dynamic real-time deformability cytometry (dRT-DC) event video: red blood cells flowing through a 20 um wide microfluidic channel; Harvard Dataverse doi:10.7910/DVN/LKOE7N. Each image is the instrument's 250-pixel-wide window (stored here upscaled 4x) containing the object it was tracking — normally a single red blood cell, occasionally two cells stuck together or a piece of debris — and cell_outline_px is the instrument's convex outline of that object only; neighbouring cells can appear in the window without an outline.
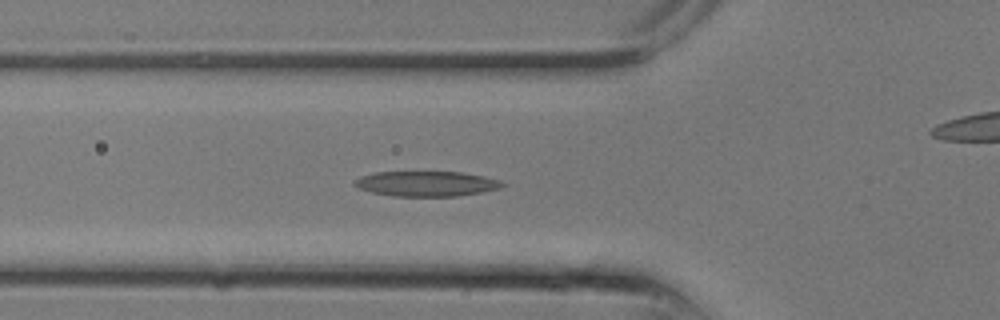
{"species": "common noctule bat (a hibernating species)", "species_latin": "Nyctalus noctula", "temperature_condition": "room temperature", "stored_images_in_passage": 6, "camera_frame_rate_fps": 3000, "um_per_image_px": 0.085, "animal": {"sex": "male", "body_mass_g": 13.3}, "frame": {"image": 1, "passage_image": 3, "time_ms": 0.667, "image_size_px": [1000, 320], "cell_outline_px": [[504, 184], [500, 188], [484, 192], [456, 196], [392, 196], [372, 192], [360, 188], [352, 184], [360, 176], [376, 172], [464, 172], [484, 176], [500, 180]], "centroid_in_image_um": [36.26, 15.61], "position_along_channel_um": 89.5, "area_um2": 21.62}}
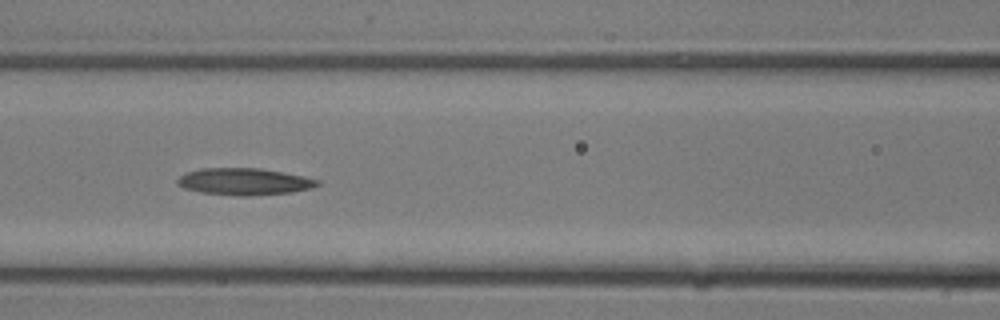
{"frame": {"image": 2, "passage_image": 5, "time_ms": 1.333, "image_size_px": [1000, 320], "cell_outline_px": [[320, 184], [312, 188], [292, 192], [248, 196], [236, 196], [200, 192], [184, 188], [176, 184], [176, 180], [184, 172], [200, 168], [260, 168], [304, 176], [320, 180]], "centroid_in_image_um": [20.73, 15.43], "position_along_channel_um": 145.9, "area_um2": 22.14}}